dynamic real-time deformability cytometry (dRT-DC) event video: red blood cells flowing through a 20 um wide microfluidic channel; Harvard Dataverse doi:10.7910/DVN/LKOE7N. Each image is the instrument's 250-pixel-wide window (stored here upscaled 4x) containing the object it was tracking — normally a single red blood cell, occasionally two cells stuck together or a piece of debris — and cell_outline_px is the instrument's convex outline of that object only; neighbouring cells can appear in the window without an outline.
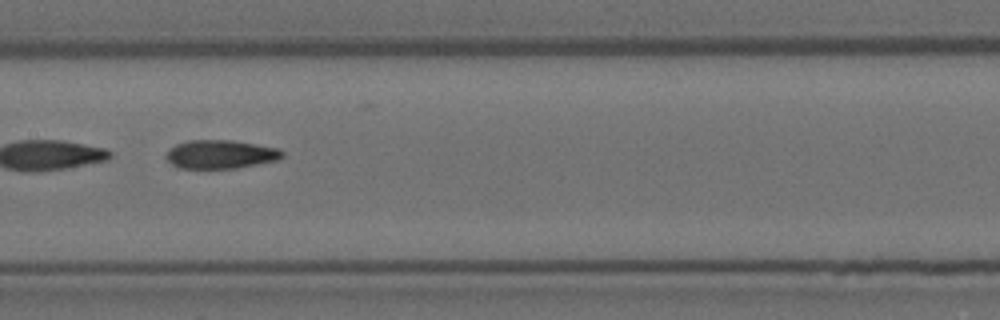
{"species": "Egyptian fruit bat (a non-hibernating species)", "species_latin": "Rousettus aegyptiacus", "temperature_condition": "room temperature", "stored_images_in_passage": 34, "segment_of_instrument_passage": [2, 2], "camera_frame_rate_fps": 3000, "um_per_image_px": 0.085, "animal": {"sex": "female"}, "frame": {"image": 1, "passage_image": 28, "time_ms": 9.0, "image_size_px": [1000, 320], "cell_outline_px": [[284, 156], [280, 160], [236, 168], [180, 168], [172, 164], [168, 160], [168, 152], [176, 144], [188, 140], [232, 140], [280, 148], [284, 152]], "centroid_in_image_um": [18.83, 13.11], "position_along_channel_um": 188.6, "area_um2": 19.31}}